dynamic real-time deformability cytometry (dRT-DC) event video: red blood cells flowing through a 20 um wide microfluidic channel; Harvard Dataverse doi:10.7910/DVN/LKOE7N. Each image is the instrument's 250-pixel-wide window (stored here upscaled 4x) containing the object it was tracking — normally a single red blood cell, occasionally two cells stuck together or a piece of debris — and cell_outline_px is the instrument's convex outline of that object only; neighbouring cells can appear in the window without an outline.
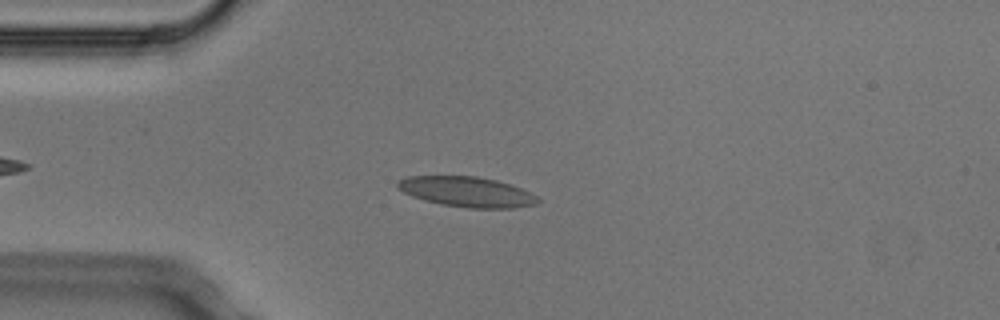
{"species": "Egyptian fruit bat (a non-hibernating species)", "species_latin": "Rousettus aegyptiacus", "temperature_condition": "cold", "stored_images_in_passage": 4, "camera_frame_rate_fps": 3000, "um_per_image_px": 0.085, "animal": {"sex": "male"}, "frame": {"image": 1, "passage_image": 4, "time_ms": 1.0, "image_size_px": [1000, 320], "cell_outline_px": [[540, 200], [536, 204], [512, 208], [468, 208], [440, 204], [424, 200], [412, 196], [396, 188], [396, 184], [400, 180], [408, 176], [476, 176], [496, 180], [520, 188], [536, 196]], "centroid_in_image_um": [39.65, 16.31], "position_along_channel_um": 45.4, "area_um2": 24.51}}